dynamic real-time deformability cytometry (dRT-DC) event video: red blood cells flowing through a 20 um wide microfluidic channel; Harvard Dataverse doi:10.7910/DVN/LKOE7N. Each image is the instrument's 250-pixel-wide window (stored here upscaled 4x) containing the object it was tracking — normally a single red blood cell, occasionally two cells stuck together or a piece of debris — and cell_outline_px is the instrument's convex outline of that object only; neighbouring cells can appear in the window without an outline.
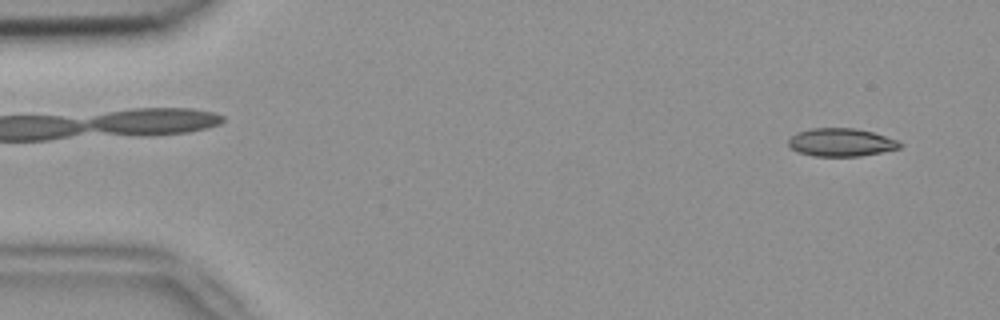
{"species": "common noctule bat (a hibernating species)", "species_latin": "Nyctalus noctula", "temperature_condition": "room temperature", "stored_images_in_passage": 5, "camera_frame_rate_fps": 3000, "um_per_image_px": 0.085, "animal": {"sex": "female", "body_mass_g": 18.4}, "frame": {"image": 1, "passage_image": 5, "time_ms": 1.333, "image_size_px": [1000, 320], "cell_outline_px": [[904, 144], [900, 148], [860, 156], [812, 156], [796, 152], [788, 144], [788, 140], [796, 132], [808, 128], [856, 128], [872, 132], [900, 140]], "centroid_in_image_um": [71.49, 12.09], "position_along_channel_um": 13.5, "area_um2": 18.44}}